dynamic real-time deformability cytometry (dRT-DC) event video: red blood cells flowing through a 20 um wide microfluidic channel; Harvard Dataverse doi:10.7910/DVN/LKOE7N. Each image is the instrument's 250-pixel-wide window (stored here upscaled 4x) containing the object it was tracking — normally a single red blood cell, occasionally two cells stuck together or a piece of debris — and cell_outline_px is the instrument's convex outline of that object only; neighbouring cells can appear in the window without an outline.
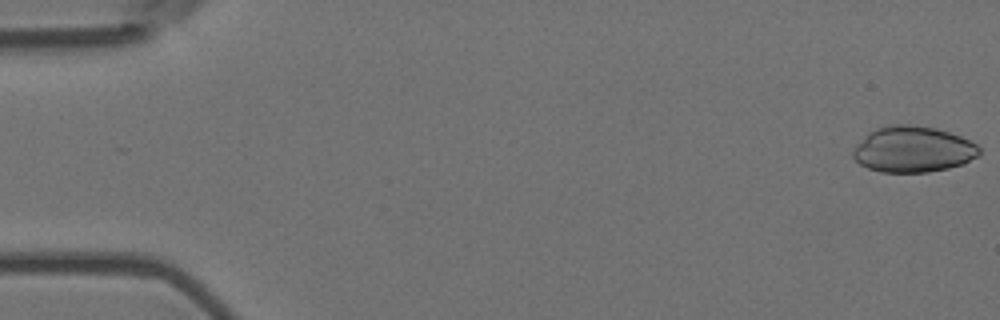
{"species": "Egyptian fruit bat (a non-hibernating species)", "species_latin": "Rousettus aegyptiacus", "temperature_condition": "room temperature", "stored_images_in_passage": 11, "camera_frame_rate_fps": 3000, "um_per_image_px": 0.085, "animal": {"sex": "female"}, "frame": {"image": 1, "passage_image": 1, "time_ms": 0.0, "image_size_px": [1000, 320], "cell_outline_px": [[980, 152], [976, 156], [964, 164], [948, 168], [928, 172], [880, 172], [868, 168], [860, 164], [852, 156], [852, 152], [856, 144], [868, 132], [876, 128], [892, 124], [908, 124], [936, 128], [960, 136], [976, 144], [980, 148]], "centroid_in_image_um": [77.58, 12.69], "position_along_channel_um": 7.4, "area_um2": 33.87}}